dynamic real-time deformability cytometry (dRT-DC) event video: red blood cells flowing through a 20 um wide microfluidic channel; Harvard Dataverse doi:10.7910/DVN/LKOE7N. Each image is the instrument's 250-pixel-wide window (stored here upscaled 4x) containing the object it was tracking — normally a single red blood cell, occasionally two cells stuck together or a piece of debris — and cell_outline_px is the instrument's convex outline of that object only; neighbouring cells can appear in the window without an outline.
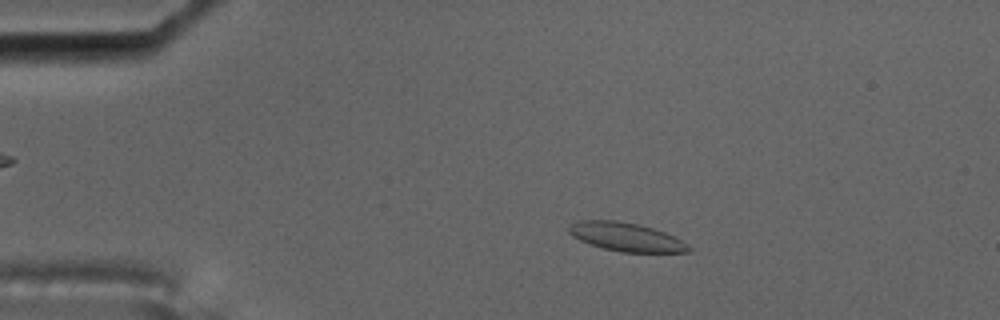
{"species": "common noctule bat (a hibernating species)", "species_latin": "Nyctalus noctula", "temperature_condition": "cold", "stored_images_in_passage": 5, "camera_frame_rate_fps": 3000, "um_per_image_px": 0.085, "animal": {"sex": "male", "body_mass_g": 17.5, "forearm_length_mm": 52.3}, "frame": {"image": 1, "passage_image": 2, "time_ms": 0.333, "image_size_px": [1000, 320], "cell_outline_px": [[692, 252], [620, 252], [604, 248], [580, 240], [572, 236], [568, 232], [568, 228], [576, 220], [616, 220], [636, 224], [652, 228], [664, 232], [688, 244], [692, 248]], "centroid_in_image_um": [53.21, 20.14], "position_along_channel_um": 31.8, "area_um2": 19.77}}